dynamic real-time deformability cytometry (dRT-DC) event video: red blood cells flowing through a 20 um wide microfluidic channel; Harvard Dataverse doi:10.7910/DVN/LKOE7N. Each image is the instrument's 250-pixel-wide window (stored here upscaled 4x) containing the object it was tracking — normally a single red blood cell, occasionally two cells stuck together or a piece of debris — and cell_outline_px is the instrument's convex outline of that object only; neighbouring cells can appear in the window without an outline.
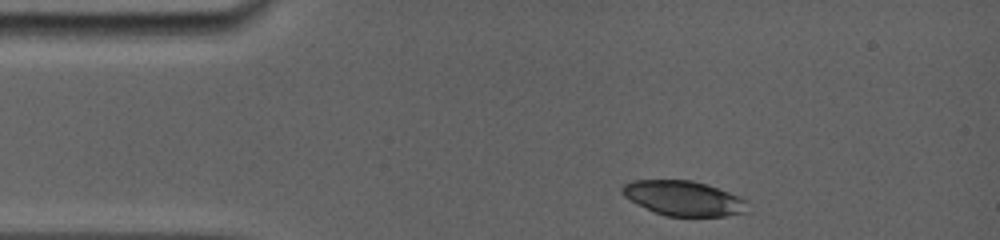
{"species": "common noctule bat (a hibernating species)", "species_latin": "Nyctalus noctula", "temperature_condition": "room temperature", "stored_images_in_passage": 4, "camera_frame_rate_fps": 5000, "um_per_image_px": 0.085, "animal": {"sex": "female", "body_mass_g": 19.0, "forearm_length_mm": 56.7}, "frame": {"image": 1, "passage_image": 1, "time_ms": 0.0, "image_size_px": [1000, 240], "cell_outline_px": [[752, 212], [724, 216], [664, 216], [636, 204], [624, 196], [620, 192], [620, 188], [624, 184], [632, 180], [692, 180], [708, 184], [748, 200]], "centroid_in_image_um": [58.15, 16.86], "position_along_channel_um": 26.9, "area_um2": 25.95}}